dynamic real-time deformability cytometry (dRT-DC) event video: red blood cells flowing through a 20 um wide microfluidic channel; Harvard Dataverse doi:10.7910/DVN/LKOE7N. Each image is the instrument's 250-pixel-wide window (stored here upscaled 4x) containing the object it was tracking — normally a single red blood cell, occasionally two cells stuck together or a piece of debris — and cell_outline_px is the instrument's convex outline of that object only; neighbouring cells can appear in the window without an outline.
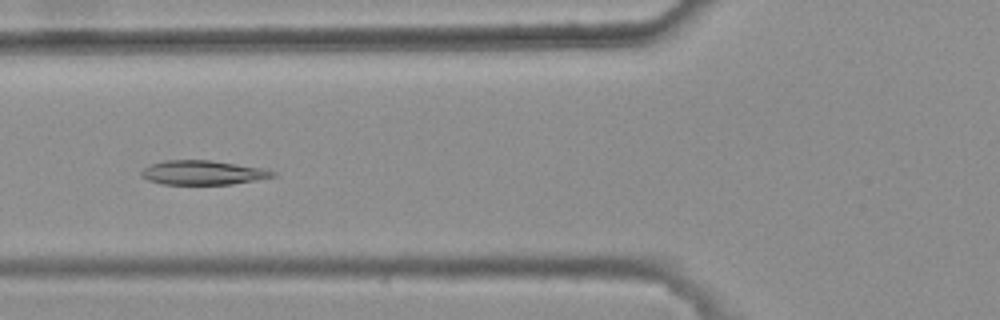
{"species": "common noctule bat (a hibernating species)", "species_latin": "Nyctalus noctula", "temperature_condition": "warm", "stored_images_in_passage": 45, "camera_frame_rate_fps": 3000, "um_per_image_px": 0.085, "animal": {"sex": "female", "body_mass_g": 25.1}, "frame": {"image": 1, "passage_image": 20, "time_ms": 6.333, "image_size_px": [1000, 320], "cell_outline_px": [[276, 176], [232, 184], [160, 184], [148, 180], [140, 176], [140, 172], [148, 164], [164, 160], [208, 160], [268, 168], [276, 172]], "centroid_in_image_um": [17.23, 14.66], "position_along_channel_um": 108.6, "area_um2": 18.79}}
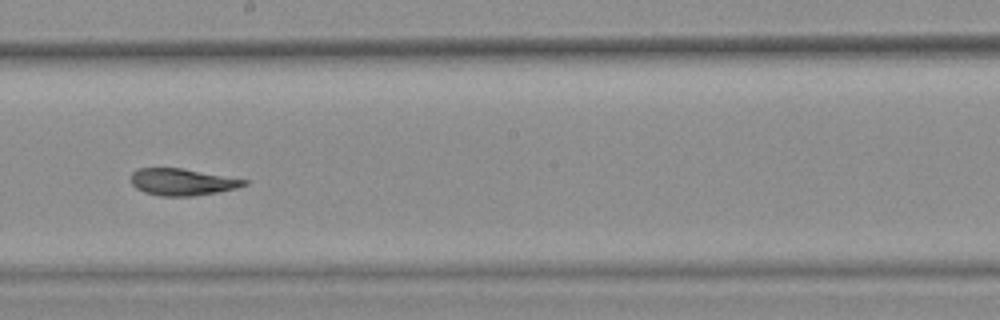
{"frame": {"image": 2, "passage_image": 30, "time_ms": 9.667, "image_size_px": [1000, 320], "cell_outline_px": [[248, 184], [236, 188], [216, 192], [192, 196], [160, 196], [144, 192], [136, 188], [132, 184], [132, 172], [140, 168], [180, 168], [248, 180]], "centroid_in_image_um": [15.48, 15.47], "position_along_channel_um": 232.7, "area_um2": 17.46}}
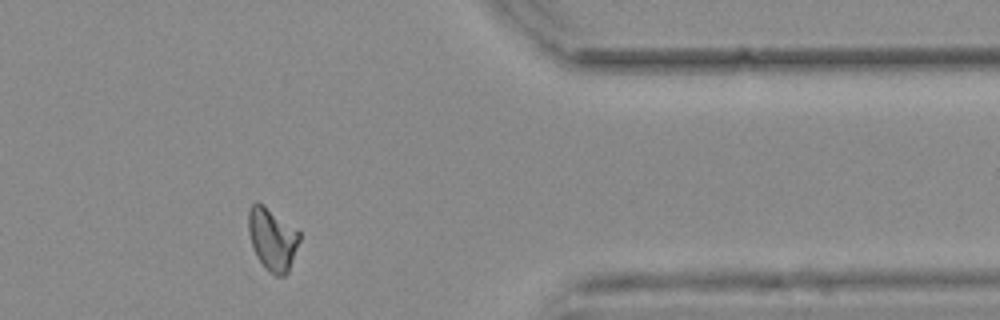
{"frame": {"image": 3, "passage_image": 44, "time_ms": 14.333, "image_size_px": [1000, 320], "cell_outline_px": [[300, 240], [288, 272], [284, 276], [276, 276], [264, 268], [256, 256], [252, 248], [248, 232], [248, 212], [252, 204], [256, 200], [264, 204], [300, 232]], "centroid_in_image_um": [23.13, 20.32], "position_along_channel_um": 388.3, "area_um2": 18.79}, "authors_computed_cell_mechanics": {"area_um2": 18.8428, "velocity_mm_per_s": 3.7278, "shape_relaxation_time_tau1_ms": null, "shape_relaxation_time_tau2_ms": 3.7464, "deformation_change_tau1": null, "deformation_change_tau2": 0.0732}}